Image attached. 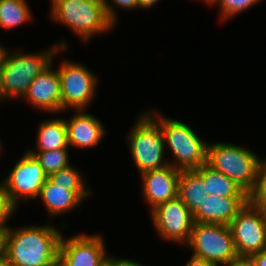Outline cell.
Wrapping results in <instances>:
<instances>
[{"label":"cell","mask_w":266,"mask_h":266,"mask_svg":"<svg viewBox=\"0 0 266 266\" xmlns=\"http://www.w3.org/2000/svg\"><path fill=\"white\" fill-rule=\"evenodd\" d=\"M158 122L164 135L165 149L172 155L169 164L174 168L196 170L207 163L208 141L203 140L187 123L165 117L162 113L148 111Z\"/></svg>","instance_id":"cell-4"},{"label":"cell","mask_w":266,"mask_h":266,"mask_svg":"<svg viewBox=\"0 0 266 266\" xmlns=\"http://www.w3.org/2000/svg\"><path fill=\"white\" fill-rule=\"evenodd\" d=\"M63 54L65 49H59L52 63L45 68L29 85L26 93L21 98L31 106L44 112H61V85L58 70L53 68L56 55ZM63 52V53H62Z\"/></svg>","instance_id":"cell-13"},{"label":"cell","mask_w":266,"mask_h":266,"mask_svg":"<svg viewBox=\"0 0 266 266\" xmlns=\"http://www.w3.org/2000/svg\"><path fill=\"white\" fill-rule=\"evenodd\" d=\"M134 123L126 134V141L139 173L143 174L170 165L169 159L165 156L164 135L159 122L145 111Z\"/></svg>","instance_id":"cell-5"},{"label":"cell","mask_w":266,"mask_h":266,"mask_svg":"<svg viewBox=\"0 0 266 266\" xmlns=\"http://www.w3.org/2000/svg\"><path fill=\"white\" fill-rule=\"evenodd\" d=\"M248 201V197H217L208 195L193 213L194 221L229 225Z\"/></svg>","instance_id":"cell-16"},{"label":"cell","mask_w":266,"mask_h":266,"mask_svg":"<svg viewBox=\"0 0 266 266\" xmlns=\"http://www.w3.org/2000/svg\"><path fill=\"white\" fill-rule=\"evenodd\" d=\"M37 129L36 147L28 152H44L70 148L65 118L53 117L43 120Z\"/></svg>","instance_id":"cell-18"},{"label":"cell","mask_w":266,"mask_h":266,"mask_svg":"<svg viewBox=\"0 0 266 266\" xmlns=\"http://www.w3.org/2000/svg\"><path fill=\"white\" fill-rule=\"evenodd\" d=\"M160 1L161 0H138V7L141 9H149Z\"/></svg>","instance_id":"cell-33"},{"label":"cell","mask_w":266,"mask_h":266,"mask_svg":"<svg viewBox=\"0 0 266 266\" xmlns=\"http://www.w3.org/2000/svg\"><path fill=\"white\" fill-rule=\"evenodd\" d=\"M1 140V139H0ZM2 142L0 141V154H1V150H2V144H1Z\"/></svg>","instance_id":"cell-40"},{"label":"cell","mask_w":266,"mask_h":266,"mask_svg":"<svg viewBox=\"0 0 266 266\" xmlns=\"http://www.w3.org/2000/svg\"><path fill=\"white\" fill-rule=\"evenodd\" d=\"M152 225L157 235L166 241L186 245L195 223L193 213L177 196L150 211Z\"/></svg>","instance_id":"cell-10"},{"label":"cell","mask_w":266,"mask_h":266,"mask_svg":"<svg viewBox=\"0 0 266 266\" xmlns=\"http://www.w3.org/2000/svg\"><path fill=\"white\" fill-rule=\"evenodd\" d=\"M51 266H61L60 261L58 260L56 263L52 264Z\"/></svg>","instance_id":"cell-39"},{"label":"cell","mask_w":266,"mask_h":266,"mask_svg":"<svg viewBox=\"0 0 266 266\" xmlns=\"http://www.w3.org/2000/svg\"><path fill=\"white\" fill-rule=\"evenodd\" d=\"M68 149L69 148L29 153L35 156L45 173L49 176L50 174L71 165L68 153L70 150Z\"/></svg>","instance_id":"cell-23"},{"label":"cell","mask_w":266,"mask_h":266,"mask_svg":"<svg viewBox=\"0 0 266 266\" xmlns=\"http://www.w3.org/2000/svg\"><path fill=\"white\" fill-rule=\"evenodd\" d=\"M92 191H68V187L56 186L49 179L43 184L37 199L41 198L49 215V220L57 215L79 208Z\"/></svg>","instance_id":"cell-17"},{"label":"cell","mask_w":266,"mask_h":266,"mask_svg":"<svg viewBox=\"0 0 266 266\" xmlns=\"http://www.w3.org/2000/svg\"><path fill=\"white\" fill-rule=\"evenodd\" d=\"M69 147L89 149L96 147L106 135L105 126L99 118L86 110H75L65 119Z\"/></svg>","instance_id":"cell-15"},{"label":"cell","mask_w":266,"mask_h":266,"mask_svg":"<svg viewBox=\"0 0 266 266\" xmlns=\"http://www.w3.org/2000/svg\"><path fill=\"white\" fill-rule=\"evenodd\" d=\"M61 85V113L86 110L95 98L98 75L80 62L62 59L57 68Z\"/></svg>","instance_id":"cell-8"},{"label":"cell","mask_w":266,"mask_h":266,"mask_svg":"<svg viewBox=\"0 0 266 266\" xmlns=\"http://www.w3.org/2000/svg\"><path fill=\"white\" fill-rule=\"evenodd\" d=\"M196 171L201 175L208 195L217 197H248V194L225 174L213 169L207 163Z\"/></svg>","instance_id":"cell-19"},{"label":"cell","mask_w":266,"mask_h":266,"mask_svg":"<svg viewBox=\"0 0 266 266\" xmlns=\"http://www.w3.org/2000/svg\"><path fill=\"white\" fill-rule=\"evenodd\" d=\"M17 211L9 202L4 190L0 186V227H10L7 223Z\"/></svg>","instance_id":"cell-27"},{"label":"cell","mask_w":266,"mask_h":266,"mask_svg":"<svg viewBox=\"0 0 266 266\" xmlns=\"http://www.w3.org/2000/svg\"><path fill=\"white\" fill-rule=\"evenodd\" d=\"M0 266H13L6 255L0 257Z\"/></svg>","instance_id":"cell-34"},{"label":"cell","mask_w":266,"mask_h":266,"mask_svg":"<svg viewBox=\"0 0 266 266\" xmlns=\"http://www.w3.org/2000/svg\"><path fill=\"white\" fill-rule=\"evenodd\" d=\"M19 159L4 180L0 181V186L16 210L19 200L28 202L36 199L48 179L40 162L27 150Z\"/></svg>","instance_id":"cell-9"},{"label":"cell","mask_w":266,"mask_h":266,"mask_svg":"<svg viewBox=\"0 0 266 266\" xmlns=\"http://www.w3.org/2000/svg\"><path fill=\"white\" fill-rule=\"evenodd\" d=\"M2 42H0V60H1V56L3 54V50H4V45L1 44Z\"/></svg>","instance_id":"cell-37"},{"label":"cell","mask_w":266,"mask_h":266,"mask_svg":"<svg viewBox=\"0 0 266 266\" xmlns=\"http://www.w3.org/2000/svg\"><path fill=\"white\" fill-rule=\"evenodd\" d=\"M10 227H0V257L7 254V239Z\"/></svg>","instance_id":"cell-29"},{"label":"cell","mask_w":266,"mask_h":266,"mask_svg":"<svg viewBox=\"0 0 266 266\" xmlns=\"http://www.w3.org/2000/svg\"><path fill=\"white\" fill-rule=\"evenodd\" d=\"M262 0H217L214 5H218L220 10V21L224 22L246 11L247 9L257 6Z\"/></svg>","instance_id":"cell-24"},{"label":"cell","mask_w":266,"mask_h":266,"mask_svg":"<svg viewBox=\"0 0 266 266\" xmlns=\"http://www.w3.org/2000/svg\"><path fill=\"white\" fill-rule=\"evenodd\" d=\"M192 255L215 266H224L238 256L229 225L195 222L185 245Z\"/></svg>","instance_id":"cell-7"},{"label":"cell","mask_w":266,"mask_h":266,"mask_svg":"<svg viewBox=\"0 0 266 266\" xmlns=\"http://www.w3.org/2000/svg\"><path fill=\"white\" fill-rule=\"evenodd\" d=\"M28 0H0V29L19 28L33 20Z\"/></svg>","instance_id":"cell-21"},{"label":"cell","mask_w":266,"mask_h":266,"mask_svg":"<svg viewBox=\"0 0 266 266\" xmlns=\"http://www.w3.org/2000/svg\"><path fill=\"white\" fill-rule=\"evenodd\" d=\"M178 197L192 213L208 197L202 177L196 170L181 171L178 181Z\"/></svg>","instance_id":"cell-20"},{"label":"cell","mask_w":266,"mask_h":266,"mask_svg":"<svg viewBox=\"0 0 266 266\" xmlns=\"http://www.w3.org/2000/svg\"><path fill=\"white\" fill-rule=\"evenodd\" d=\"M262 158L241 145L209 142L207 164L225 174L249 194L255 187Z\"/></svg>","instance_id":"cell-6"},{"label":"cell","mask_w":266,"mask_h":266,"mask_svg":"<svg viewBox=\"0 0 266 266\" xmlns=\"http://www.w3.org/2000/svg\"><path fill=\"white\" fill-rule=\"evenodd\" d=\"M50 3L52 20L66 25L83 44L116 26L108 17L101 0H50Z\"/></svg>","instance_id":"cell-3"},{"label":"cell","mask_w":266,"mask_h":266,"mask_svg":"<svg viewBox=\"0 0 266 266\" xmlns=\"http://www.w3.org/2000/svg\"><path fill=\"white\" fill-rule=\"evenodd\" d=\"M238 256L250 257L266 248V221L261 209L249 201L230 222Z\"/></svg>","instance_id":"cell-11"},{"label":"cell","mask_w":266,"mask_h":266,"mask_svg":"<svg viewBox=\"0 0 266 266\" xmlns=\"http://www.w3.org/2000/svg\"><path fill=\"white\" fill-rule=\"evenodd\" d=\"M100 266H114L113 262L107 257Z\"/></svg>","instance_id":"cell-35"},{"label":"cell","mask_w":266,"mask_h":266,"mask_svg":"<svg viewBox=\"0 0 266 266\" xmlns=\"http://www.w3.org/2000/svg\"><path fill=\"white\" fill-rule=\"evenodd\" d=\"M261 210L263 212V215H264V218H265V221H266V206L263 207Z\"/></svg>","instance_id":"cell-38"},{"label":"cell","mask_w":266,"mask_h":266,"mask_svg":"<svg viewBox=\"0 0 266 266\" xmlns=\"http://www.w3.org/2000/svg\"><path fill=\"white\" fill-rule=\"evenodd\" d=\"M185 266H215L209 261L204 260L203 258L192 255L191 258L187 261Z\"/></svg>","instance_id":"cell-32"},{"label":"cell","mask_w":266,"mask_h":266,"mask_svg":"<svg viewBox=\"0 0 266 266\" xmlns=\"http://www.w3.org/2000/svg\"><path fill=\"white\" fill-rule=\"evenodd\" d=\"M108 258L113 262L114 266H145L140 261H135V259L118 258L111 254L108 255Z\"/></svg>","instance_id":"cell-28"},{"label":"cell","mask_w":266,"mask_h":266,"mask_svg":"<svg viewBox=\"0 0 266 266\" xmlns=\"http://www.w3.org/2000/svg\"><path fill=\"white\" fill-rule=\"evenodd\" d=\"M101 234H80L65 238L59 244V261L62 266H100L108 257Z\"/></svg>","instance_id":"cell-12"},{"label":"cell","mask_w":266,"mask_h":266,"mask_svg":"<svg viewBox=\"0 0 266 266\" xmlns=\"http://www.w3.org/2000/svg\"><path fill=\"white\" fill-rule=\"evenodd\" d=\"M224 266H255L251 257L237 256Z\"/></svg>","instance_id":"cell-30"},{"label":"cell","mask_w":266,"mask_h":266,"mask_svg":"<svg viewBox=\"0 0 266 266\" xmlns=\"http://www.w3.org/2000/svg\"><path fill=\"white\" fill-rule=\"evenodd\" d=\"M76 167L69 165L48 176V179L56 186L68 187V191H92L84 181V175Z\"/></svg>","instance_id":"cell-22"},{"label":"cell","mask_w":266,"mask_h":266,"mask_svg":"<svg viewBox=\"0 0 266 266\" xmlns=\"http://www.w3.org/2000/svg\"><path fill=\"white\" fill-rule=\"evenodd\" d=\"M102 3L104 4L106 13L110 20L116 25L118 22V13L116 9H127V10H135L139 9L138 7V0H112V4L110 3L109 0H101ZM115 5V6H114ZM118 6V7H117ZM117 7V8H115Z\"/></svg>","instance_id":"cell-26"},{"label":"cell","mask_w":266,"mask_h":266,"mask_svg":"<svg viewBox=\"0 0 266 266\" xmlns=\"http://www.w3.org/2000/svg\"><path fill=\"white\" fill-rule=\"evenodd\" d=\"M64 40L40 52L25 53L22 49L4 48L0 60V102L21 100L29 85L52 61L59 49L67 50ZM22 51V52H21Z\"/></svg>","instance_id":"cell-2"},{"label":"cell","mask_w":266,"mask_h":266,"mask_svg":"<svg viewBox=\"0 0 266 266\" xmlns=\"http://www.w3.org/2000/svg\"><path fill=\"white\" fill-rule=\"evenodd\" d=\"M248 198L249 202L259 209L266 206V158L261 160L255 187L248 194Z\"/></svg>","instance_id":"cell-25"},{"label":"cell","mask_w":266,"mask_h":266,"mask_svg":"<svg viewBox=\"0 0 266 266\" xmlns=\"http://www.w3.org/2000/svg\"><path fill=\"white\" fill-rule=\"evenodd\" d=\"M180 174L181 171L171 165L140 174L141 195L149 205V211L178 196Z\"/></svg>","instance_id":"cell-14"},{"label":"cell","mask_w":266,"mask_h":266,"mask_svg":"<svg viewBox=\"0 0 266 266\" xmlns=\"http://www.w3.org/2000/svg\"><path fill=\"white\" fill-rule=\"evenodd\" d=\"M206 3V5L214 6V4L217 2V0H200Z\"/></svg>","instance_id":"cell-36"},{"label":"cell","mask_w":266,"mask_h":266,"mask_svg":"<svg viewBox=\"0 0 266 266\" xmlns=\"http://www.w3.org/2000/svg\"><path fill=\"white\" fill-rule=\"evenodd\" d=\"M50 223L12 228L8 233L7 254L13 266H51L59 259L62 229Z\"/></svg>","instance_id":"cell-1"},{"label":"cell","mask_w":266,"mask_h":266,"mask_svg":"<svg viewBox=\"0 0 266 266\" xmlns=\"http://www.w3.org/2000/svg\"><path fill=\"white\" fill-rule=\"evenodd\" d=\"M250 257L255 266H266V248Z\"/></svg>","instance_id":"cell-31"}]
</instances>
